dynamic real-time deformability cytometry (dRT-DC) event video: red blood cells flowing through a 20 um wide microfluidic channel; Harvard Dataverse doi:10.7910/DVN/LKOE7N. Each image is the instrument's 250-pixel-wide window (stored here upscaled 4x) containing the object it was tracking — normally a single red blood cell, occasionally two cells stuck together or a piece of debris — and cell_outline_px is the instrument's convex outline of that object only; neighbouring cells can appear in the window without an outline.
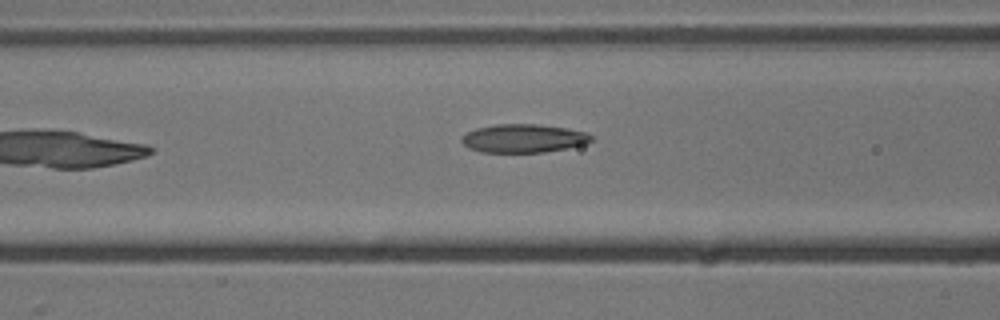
{"species": "common noctule bat (a hibernating species)", "species_latin": "Nyctalus noctula", "temperature_condition": "cold", "stored_images_in_passage": 5, "camera_frame_rate_fps": 3000, "um_per_image_px": 0.085, "animal": {"sex": "male", "body_mass_g": 13.3}, "frame": {"image": 1, "passage_image": 3, "time_ms": 2.667, "image_size_px": [1000, 320], "cell_outline_px": [[592, 140], [584, 144], [568, 148], [544, 152], [480, 152], [468, 148], [460, 140], [468, 132], [476, 128], [496, 124], [536, 124], [568, 128], [584, 132], [592, 136]], "centroid_in_image_um": [44.49, 11.76], "position_along_channel_um": 122.1, "area_um2": 21.39}}
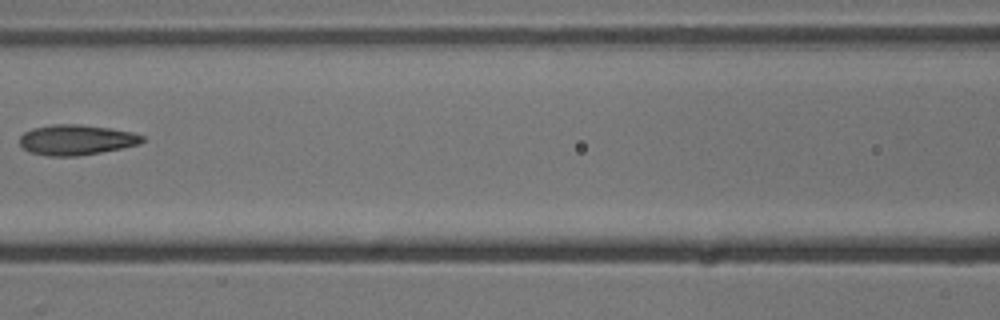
{"frame": {"image": 2, "passage_image": 4, "time_ms": 3.667, "image_size_px": [1000, 320], "cell_outline_px": [[144, 140], [140, 144], [80, 156], [48, 156], [28, 152], [20, 144], [20, 136], [24, 132], [32, 128], [52, 124], [80, 124], [112, 128], [132, 132], [144, 136]], "centroid_in_image_um": [6.47, 11.88], "position_along_channel_um": 160.1, "area_um2": 21.79}}
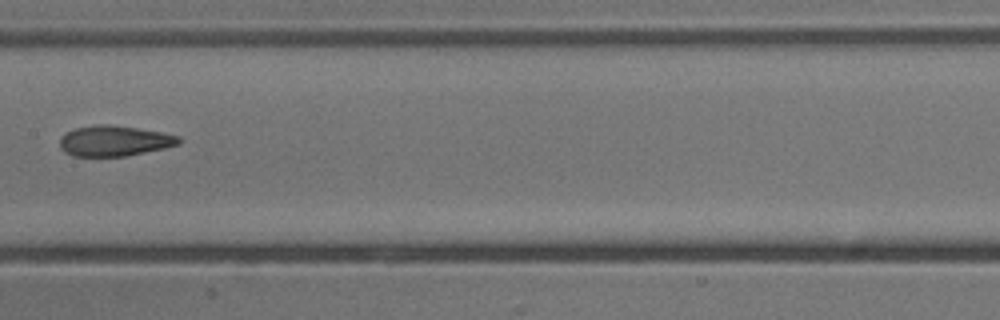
{"frame": {"image": 3, "passage_image": 5, "time_ms": 4.667, "image_size_px": [1000, 320], "cell_outline_px": [[180, 144], [164, 148], [124, 156], [72, 156], [64, 152], [60, 148], [60, 140], [64, 132], [76, 128], [100, 124], [108, 124], [136, 128], [160, 132], [180, 136]], "centroid_in_image_um": [9.69, 11.97], "position_along_channel_um": 197.7, "area_um2": 21.04}}